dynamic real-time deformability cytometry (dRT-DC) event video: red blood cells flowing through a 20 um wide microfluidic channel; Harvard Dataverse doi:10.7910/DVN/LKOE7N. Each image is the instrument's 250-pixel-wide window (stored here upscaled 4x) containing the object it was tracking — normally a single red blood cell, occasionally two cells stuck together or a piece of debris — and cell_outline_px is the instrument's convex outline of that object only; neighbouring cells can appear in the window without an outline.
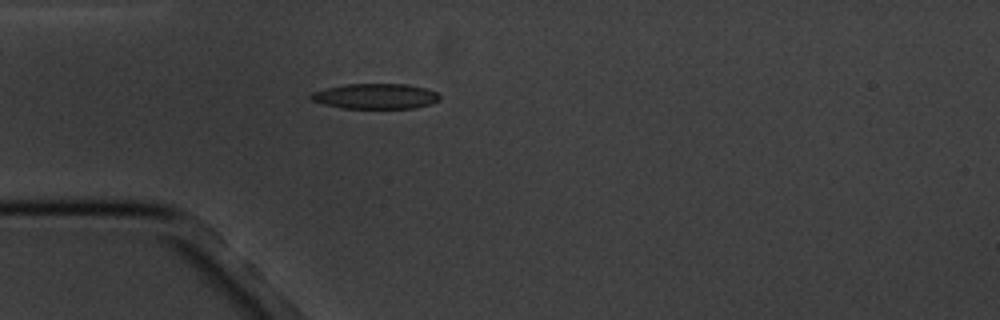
{"species": "common noctule bat (a hibernating species)", "species_latin": "Nyctalus noctula", "temperature_condition": "cold", "stored_images_in_passage": 2, "camera_frame_rate_fps": 3000, "um_per_image_px": 0.085, "animal": {"sex": "male", "body_mass_g": 20.1, "forearm_length_mm": 53.5}, "frame": {"image": 1, "passage_image": 2, "time_ms": 2.0, "image_size_px": [1000, 320], "cell_outline_px": [[440, 100], [428, 104], [412, 108], [344, 108], [324, 104], [312, 100], [308, 96], [312, 92], [344, 84], [404, 84], [424, 88], [436, 92], [440, 96]], "centroid_in_image_um": [31.9, 8.18], "position_along_channel_um": 53.1, "area_um2": 18.73}}